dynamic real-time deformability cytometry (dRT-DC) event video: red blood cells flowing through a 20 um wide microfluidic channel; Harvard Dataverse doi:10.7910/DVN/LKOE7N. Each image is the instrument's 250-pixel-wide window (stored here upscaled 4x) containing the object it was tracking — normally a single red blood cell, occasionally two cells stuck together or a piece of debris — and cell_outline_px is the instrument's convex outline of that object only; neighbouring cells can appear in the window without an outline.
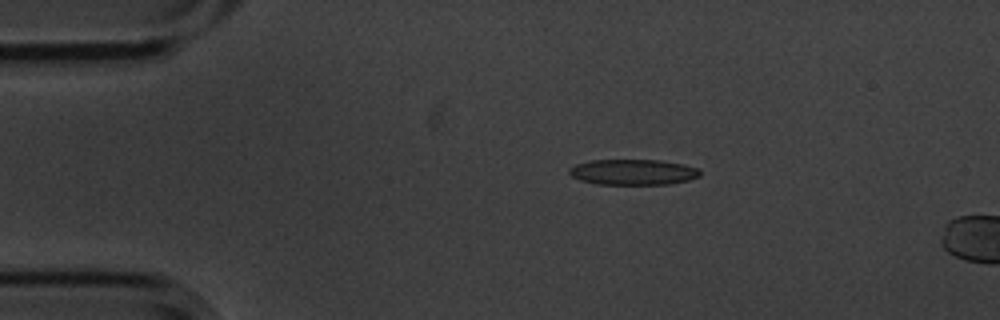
{"species": "common noctule bat (a hibernating species)", "species_latin": "Nyctalus noctula", "temperature_condition": "cold", "stored_images_in_passage": 5, "camera_frame_rate_fps": 3000, "um_per_image_px": 0.085, "animal": {"sex": "male", "body_mass_g": 20.1, "forearm_length_mm": 53.5}, "frame": {"image": 1, "passage_image": 3, "time_ms": 0.667, "image_size_px": [1000, 320], "cell_outline_px": [[700, 176], [688, 180], [668, 184], [600, 184], [580, 180], [572, 176], [568, 172], [568, 168], [576, 164], [592, 160], [660, 160], [684, 164], [700, 168]], "centroid_in_image_um": [53.83, 14.62], "position_along_channel_um": 31.2, "area_um2": 19.54}}